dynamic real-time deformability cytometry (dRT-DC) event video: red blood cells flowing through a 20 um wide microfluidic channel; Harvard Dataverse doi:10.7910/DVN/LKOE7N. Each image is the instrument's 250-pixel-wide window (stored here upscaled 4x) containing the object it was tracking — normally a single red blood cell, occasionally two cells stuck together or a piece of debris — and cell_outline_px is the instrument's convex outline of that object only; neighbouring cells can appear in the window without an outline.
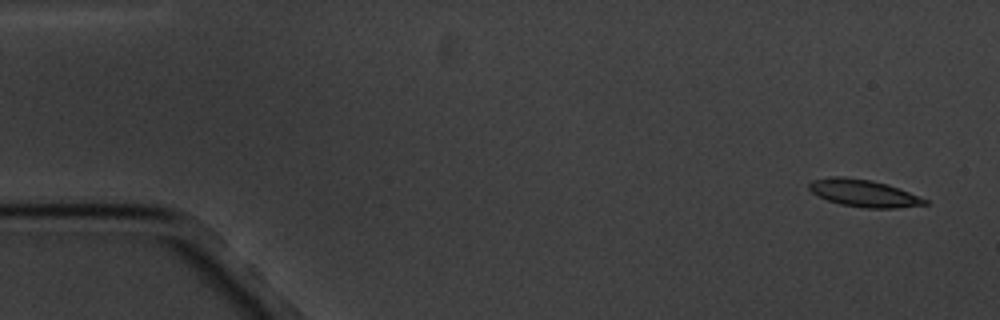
{"species": "common noctule bat (a hibernating species)", "species_latin": "Nyctalus noctula", "temperature_condition": "cold", "stored_images_in_passage": 5, "camera_frame_rate_fps": 3000, "um_per_image_px": 0.085, "animal": {"sex": "male", "body_mass_g": 20.1, "forearm_length_mm": 53.5}, "frame": {"image": 1, "passage_image": 1, "time_ms": 0.0, "image_size_px": [1000, 320], "cell_outline_px": [[928, 204], [896, 208], [864, 208], [840, 204], [828, 200], [812, 192], [808, 188], [808, 184], [812, 180], [832, 176], [844, 176], [872, 180], [888, 184], [928, 200]], "centroid_in_image_um": [73.4, 16.41], "position_along_channel_um": 11.6, "area_um2": 18.32}}
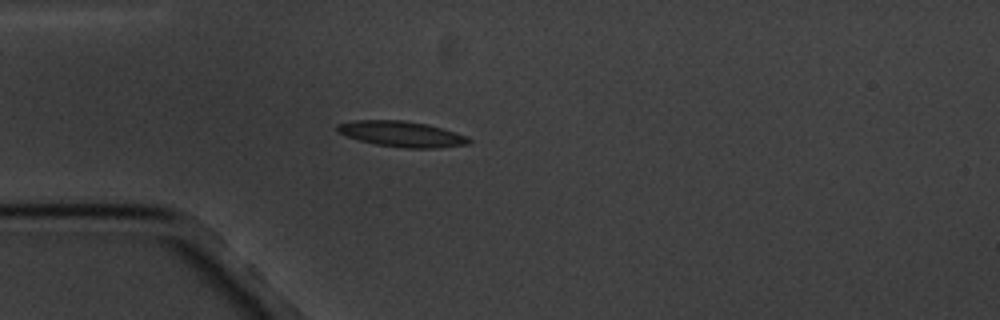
{"frame": {"image": 2, "passage_image": 4, "time_ms": 4.333, "image_size_px": [1000, 320], "cell_outline_px": [[472, 140], [468, 144], [440, 148], [404, 148], [376, 144], [360, 140], [336, 132], [336, 124], [356, 120], [404, 120], [428, 124], [456, 132]], "centroid_in_image_um": [34.14, 11.38], "position_along_channel_um": 50.9, "area_um2": 19.65}}